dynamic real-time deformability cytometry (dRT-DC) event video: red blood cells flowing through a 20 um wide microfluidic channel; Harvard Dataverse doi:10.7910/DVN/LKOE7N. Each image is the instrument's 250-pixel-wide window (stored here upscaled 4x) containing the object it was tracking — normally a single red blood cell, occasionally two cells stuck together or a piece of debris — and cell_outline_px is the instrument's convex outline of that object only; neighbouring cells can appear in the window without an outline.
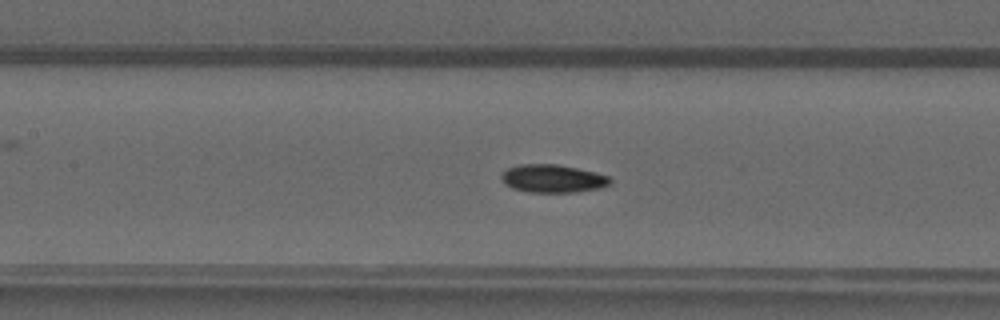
{"species": "common noctule bat (a hibernating species)", "species_latin": "Nyctalus noctula", "temperature_condition": "warm", "stored_images_in_passage": 38, "camera_frame_rate_fps": 3000, "um_per_image_px": 0.085, "animal": {"sex": "male", "forearm_length_mm": 52.5}, "frame": {"image": 1, "passage_image": 12, "time_ms": 3.667, "image_size_px": [1000, 320], "cell_outline_px": [[612, 184], [604, 188], [576, 192], [528, 192], [512, 188], [504, 184], [500, 180], [500, 176], [508, 168], [520, 164], [556, 164], [596, 172], [608, 176], [612, 180]], "centroid_in_image_um": [47.01, 15.19], "position_along_channel_um": 160.4, "area_um2": 17.98}}
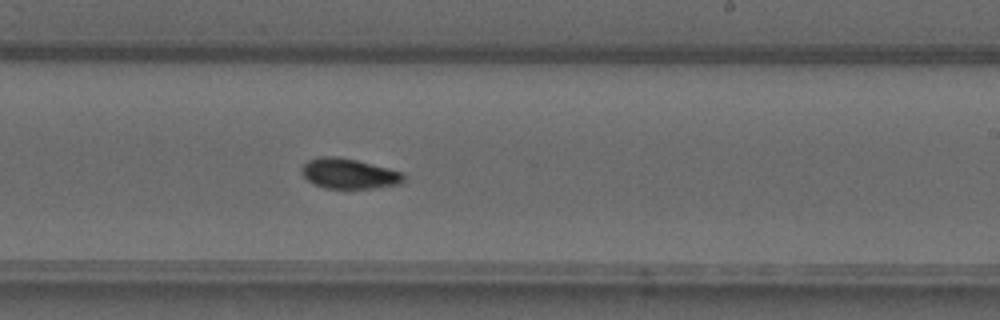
{"frame": {"image": 2, "passage_image": 19, "time_ms": 6.0, "image_size_px": [1000, 320], "cell_outline_px": [[404, 180], [400, 184], [376, 188], [324, 188], [312, 184], [300, 172], [300, 168], [308, 160], [320, 156], [336, 156], [356, 160], [404, 172]], "centroid_in_image_um": [29.64, 14.76], "position_along_channel_um": 259.4, "area_um2": 18.09}}
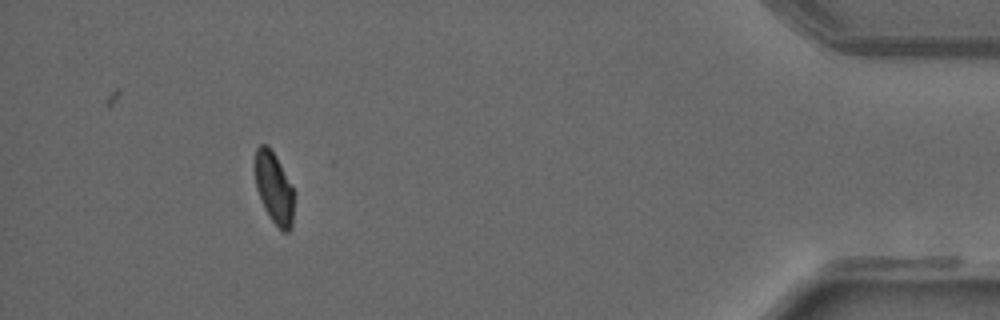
{"frame": {"image": 3, "passage_image": 34, "time_ms": 11.0, "image_size_px": [1000, 320], "cell_outline_px": [[296, 192], [292, 228], [288, 232], [284, 232], [272, 220], [264, 208], [260, 200], [256, 188], [256, 148], [260, 144], [268, 144], [276, 156]], "centroid_in_image_um": [23.34, 16.0], "position_along_channel_um": 411.9, "area_um2": 16.53}}